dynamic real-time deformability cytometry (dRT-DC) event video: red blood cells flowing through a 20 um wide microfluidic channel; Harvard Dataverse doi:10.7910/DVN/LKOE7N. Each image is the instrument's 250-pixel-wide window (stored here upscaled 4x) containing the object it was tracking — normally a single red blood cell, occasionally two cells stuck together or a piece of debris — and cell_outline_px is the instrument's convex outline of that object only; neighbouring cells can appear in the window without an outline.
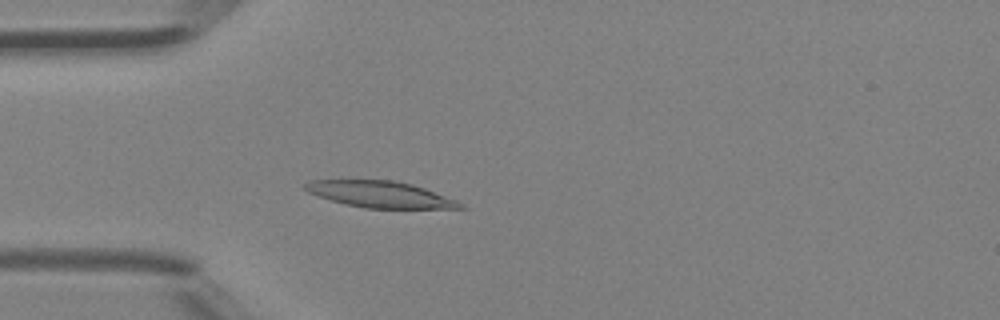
{"species": "Egyptian fruit bat (a non-hibernating species)", "species_latin": "Rousettus aegyptiacus", "temperature_condition": "room temperature", "stored_images_in_passage": 4, "camera_frame_rate_fps": 3000, "um_per_image_px": 0.085, "animal": {"sex": "female"}, "frame": {"image": 1, "passage_image": 4, "time_ms": 1.0, "image_size_px": [1000, 320], "cell_outline_px": [[468, 208], [364, 208], [344, 204], [308, 192], [300, 188], [300, 184], [312, 180], [392, 180], [412, 184], [424, 188], [456, 200], [464, 204]], "centroid_in_image_um": [32.27, 16.51], "position_along_channel_um": 52.7, "area_um2": 23.81}}